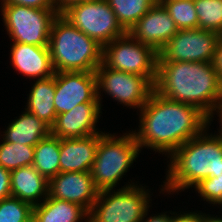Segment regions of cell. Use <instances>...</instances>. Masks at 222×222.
Wrapping results in <instances>:
<instances>
[{"mask_svg": "<svg viewBox=\"0 0 222 222\" xmlns=\"http://www.w3.org/2000/svg\"><path fill=\"white\" fill-rule=\"evenodd\" d=\"M139 118V130L133 133L140 149H153L168 157L209 127L207 116L199 109L163 97L155 90L140 109Z\"/></svg>", "mask_w": 222, "mask_h": 222, "instance_id": "obj_1", "label": "cell"}, {"mask_svg": "<svg viewBox=\"0 0 222 222\" xmlns=\"http://www.w3.org/2000/svg\"><path fill=\"white\" fill-rule=\"evenodd\" d=\"M154 90L196 107L207 117L222 100V82L213 63L208 62H157Z\"/></svg>", "mask_w": 222, "mask_h": 222, "instance_id": "obj_2", "label": "cell"}, {"mask_svg": "<svg viewBox=\"0 0 222 222\" xmlns=\"http://www.w3.org/2000/svg\"><path fill=\"white\" fill-rule=\"evenodd\" d=\"M201 134L178 147L168 158L166 180L161 191L172 194L197 185L202 179L216 177L222 172V139Z\"/></svg>", "mask_w": 222, "mask_h": 222, "instance_id": "obj_3", "label": "cell"}, {"mask_svg": "<svg viewBox=\"0 0 222 222\" xmlns=\"http://www.w3.org/2000/svg\"><path fill=\"white\" fill-rule=\"evenodd\" d=\"M48 48L55 72H95L103 62V46L61 14L52 23Z\"/></svg>", "mask_w": 222, "mask_h": 222, "instance_id": "obj_4", "label": "cell"}, {"mask_svg": "<svg viewBox=\"0 0 222 222\" xmlns=\"http://www.w3.org/2000/svg\"><path fill=\"white\" fill-rule=\"evenodd\" d=\"M123 134L119 137L108 132L99 138L96 158L90 171L99 191L113 190L141 152L133 130Z\"/></svg>", "mask_w": 222, "mask_h": 222, "instance_id": "obj_5", "label": "cell"}, {"mask_svg": "<svg viewBox=\"0 0 222 222\" xmlns=\"http://www.w3.org/2000/svg\"><path fill=\"white\" fill-rule=\"evenodd\" d=\"M131 183L117 191H99L88 214V222H142L150 208V191L146 186Z\"/></svg>", "mask_w": 222, "mask_h": 222, "instance_id": "obj_6", "label": "cell"}, {"mask_svg": "<svg viewBox=\"0 0 222 222\" xmlns=\"http://www.w3.org/2000/svg\"><path fill=\"white\" fill-rule=\"evenodd\" d=\"M158 53L137 41L129 32L103 47V63L110 69L144 76L153 86L157 77Z\"/></svg>", "mask_w": 222, "mask_h": 222, "instance_id": "obj_7", "label": "cell"}, {"mask_svg": "<svg viewBox=\"0 0 222 222\" xmlns=\"http://www.w3.org/2000/svg\"><path fill=\"white\" fill-rule=\"evenodd\" d=\"M61 15L103 47L127 31L106 0H85L69 6Z\"/></svg>", "mask_w": 222, "mask_h": 222, "instance_id": "obj_8", "label": "cell"}, {"mask_svg": "<svg viewBox=\"0 0 222 222\" xmlns=\"http://www.w3.org/2000/svg\"><path fill=\"white\" fill-rule=\"evenodd\" d=\"M2 19L13 42L48 46L57 9H37L20 5H1Z\"/></svg>", "mask_w": 222, "mask_h": 222, "instance_id": "obj_9", "label": "cell"}, {"mask_svg": "<svg viewBox=\"0 0 222 222\" xmlns=\"http://www.w3.org/2000/svg\"><path fill=\"white\" fill-rule=\"evenodd\" d=\"M95 75L100 105L103 91L118 103L140 110L154 90L144 76L110 69L103 62L96 68Z\"/></svg>", "mask_w": 222, "mask_h": 222, "instance_id": "obj_10", "label": "cell"}, {"mask_svg": "<svg viewBox=\"0 0 222 222\" xmlns=\"http://www.w3.org/2000/svg\"><path fill=\"white\" fill-rule=\"evenodd\" d=\"M220 37L214 31L199 28L179 30L158 52L157 62L213 63Z\"/></svg>", "mask_w": 222, "mask_h": 222, "instance_id": "obj_11", "label": "cell"}, {"mask_svg": "<svg viewBox=\"0 0 222 222\" xmlns=\"http://www.w3.org/2000/svg\"><path fill=\"white\" fill-rule=\"evenodd\" d=\"M82 103H100L95 72H55L56 114L71 111Z\"/></svg>", "mask_w": 222, "mask_h": 222, "instance_id": "obj_12", "label": "cell"}, {"mask_svg": "<svg viewBox=\"0 0 222 222\" xmlns=\"http://www.w3.org/2000/svg\"><path fill=\"white\" fill-rule=\"evenodd\" d=\"M98 194L91 172H60L48 180V197L76 203L88 213Z\"/></svg>", "mask_w": 222, "mask_h": 222, "instance_id": "obj_13", "label": "cell"}, {"mask_svg": "<svg viewBox=\"0 0 222 222\" xmlns=\"http://www.w3.org/2000/svg\"><path fill=\"white\" fill-rule=\"evenodd\" d=\"M178 31L162 3L156 2L129 33L137 41L149 45L158 53Z\"/></svg>", "mask_w": 222, "mask_h": 222, "instance_id": "obj_14", "label": "cell"}, {"mask_svg": "<svg viewBox=\"0 0 222 222\" xmlns=\"http://www.w3.org/2000/svg\"><path fill=\"white\" fill-rule=\"evenodd\" d=\"M101 108L100 103H82L71 111L57 115L51 127V134L63 139L105 133L96 128L100 113H102Z\"/></svg>", "mask_w": 222, "mask_h": 222, "instance_id": "obj_15", "label": "cell"}, {"mask_svg": "<svg viewBox=\"0 0 222 222\" xmlns=\"http://www.w3.org/2000/svg\"><path fill=\"white\" fill-rule=\"evenodd\" d=\"M10 56L14 70L29 79H45L55 74L48 46L13 42Z\"/></svg>", "mask_w": 222, "mask_h": 222, "instance_id": "obj_16", "label": "cell"}, {"mask_svg": "<svg viewBox=\"0 0 222 222\" xmlns=\"http://www.w3.org/2000/svg\"><path fill=\"white\" fill-rule=\"evenodd\" d=\"M103 134L60 139V172H90Z\"/></svg>", "mask_w": 222, "mask_h": 222, "instance_id": "obj_17", "label": "cell"}, {"mask_svg": "<svg viewBox=\"0 0 222 222\" xmlns=\"http://www.w3.org/2000/svg\"><path fill=\"white\" fill-rule=\"evenodd\" d=\"M11 194L32 206L41 204L48 197V180L32 165L12 170Z\"/></svg>", "mask_w": 222, "mask_h": 222, "instance_id": "obj_18", "label": "cell"}, {"mask_svg": "<svg viewBox=\"0 0 222 222\" xmlns=\"http://www.w3.org/2000/svg\"><path fill=\"white\" fill-rule=\"evenodd\" d=\"M51 134V127L26 110L11 121L3 132L2 139L14 144L35 146Z\"/></svg>", "mask_w": 222, "mask_h": 222, "instance_id": "obj_19", "label": "cell"}, {"mask_svg": "<svg viewBox=\"0 0 222 222\" xmlns=\"http://www.w3.org/2000/svg\"><path fill=\"white\" fill-rule=\"evenodd\" d=\"M88 214L76 203L47 197L41 204L33 206L32 222H88Z\"/></svg>", "mask_w": 222, "mask_h": 222, "instance_id": "obj_20", "label": "cell"}, {"mask_svg": "<svg viewBox=\"0 0 222 222\" xmlns=\"http://www.w3.org/2000/svg\"><path fill=\"white\" fill-rule=\"evenodd\" d=\"M54 97L55 74L34 82L27 99V108H25V110L52 127L57 116L54 107Z\"/></svg>", "mask_w": 222, "mask_h": 222, "instance_id": "obj_21", "label": "cell"}, {"mask_svg": "<svg viewBox=\"0 0 222 222\" xmlns=\"http://www.w3.org/2000/svg\"><path fill=\"white\" fill-rule=\"evenodd\" d=\"M32 166L47 180L60 173V138L50 134L35 145Z\"/></svg>", "mask_w": 222, "mask_h": 222, "instance_id": "obj_22", "label": "cell"}, {"mask_svg": "<svg viewBox=\"0 0 222 222\" xmlns=\"http://www.w3.org/2000/svg\"><path fill=\"white\" fill-rule=\"evenodd\" d=\"M118 22L129 30L142 18L157 0H106Z\"/></svg>", "mask_w": 222, "mask_h": 222, "instance_id": "obj_23", "label": "cell"}, {"mask_svg": "<svg viewBox=\"0 0 222 222\" xmlns=\"http://www.w3.org/2000/svg\"><path fill=\"white\" fill-rule=\"evenodd\" d=\"M34 149L35 146L14 144L2 140L0 144V166L9 171L31 166L34 161Z\"/></svg>", "mask_w": 222, "mask_h": 222, "instance_id": "obj_24", "label": "cell"}, {"mask_svg": "<svg viewBox=\"0 0 222 222\" xmlns=\"http://www.w3.org/2000/svg\"><path fill=\"white\" fill-rule=\"evenodd\" d=\"M198 28L222 36V0H194Z\"/></svg>", "mask_w": 222, "mask_h": 222, "instance_id": "obj_25", "label": "cell"}, {"mask_svg": "<svg viewBox=\"0 0 222 222\" xmlns=\"http://www.w3.org/2000/svg\"><path fill=\"white\" fill-rule=\"evenodd\" d=\"M162 5L179 30L198 28V16L194 0H165Z\"/></svg>", "mask_w": 222, "mask_h": 222, "instance_id": "obj_26", "label": "cell"}, {"mask_svg": "<svg viewBox=\"0 0 222 222\" xmlns=\"http://www.w3.org/2000/svg\"><path fill=\"white\" fill-rule=\"evenodd\" d=\"M33 206L19 198L0 200V222H32Z\"/></svg>", "mask_w": 222, "mask_h": 222, "instance_id": "obj_27", "label": "cell"}, {"mask_svg": "<svg viewBox=\"0 0 222 222\" xmlns=\"http://www.w3.org/2000/svg\"><path fill=\"white\" fill-rule=\"evenodd\" d=\"M194 187L209 204L219 205L222 202V172L216 173V177L202 179Z\"/></svg>", "mask_w": 222, "mask_h": 222, "instance_id": "obj_28", "label": "cell"}, {"mask_svg": "<svg viewBox=\"0 0 222 222\" xmlns=\"http://www.w3.org/2000/svg\"><path fill=\"white\" fill-rule=\"evenodd\" d=\"M1 5H20L37 9H56L54 0H1Z\"/></svg>", "mask_w": 222, "mask_h": 222, "instance_id": "obj_29", "label": "cell"}, {"mask_svg": "<svg viewBox=\"0 0 222 222\" xmlns=\"http://www.w3.org/2000/svg\"><path fill=\"white\" fill-rule=\"evenodd\" d=\"M11 196V171L0 166V200Z\"/></svg>", "mask_w": 222, "mask_h": 222, "instance_id": "obj_30", "label": "cell"}, {"mask_svg": "<svg viewBox=\"0 0 222 222\" xmlns=\"http://www.w3.org/2000/svg\"><path fill=\"white\" fill-rule=\"evenodd\" d=\"M183 213L181 214L180 212V214H177L175 212H172V213L170 212V214H173L171 216V222H204L203 212L191 211L188 213H185V212Z\"/></svg>", "mask_w": 222, "mask_h": 222, "instance_id": "obj_31", "label": "cell"}, {"mask_svg": "<svg viewBox=\"0 0 222 222\" xmlns=\"http://www.w3.org/2000/svg\"><path fill=\"white\" fill-rule=\"evenodd\" d=\"M213 65L222 82V36L219 38L215 48Z\"/></svg>", "mask_w": 222, "mask_h": 222, "instance_id": "obj_32", "label": "cell"}, {"mask_svg": "<svg viewBox=\"0 0 222 222\" xmlns=\"http://www.w3.org/2000/svg\"><path fill=\"white\" fill-rule=\"evenodd\" d=\"M216 112L217 116L219 117L218 120H220L219 122V126L220 129L218 130L217 134L214 133V135L218 138L222 139V100H220L215 107L212 109V111L210 112V114L207 117V125H209L211 123V121H213L212 119L214 118L213 116L215 115L214 113Z\"/></svg>", "mask_w": 222, "mask_h": 222, "instance_id": "obj_33", "label": "cell"}, {"mask_svg": "<svg viewBox=\"0 0 222 222\" xmlns=\"http://www.w3.org/2000/svg\"><path fill=\"white\" fill-rule=\"evenodd\" d=\"M166 213L167 212L159 213L157 215L155 214L154 216L151 215L150 217H147L148 215L147 211L142 222H171V216L167 215Z\"/></svg>", "mask_w": 222, "mask_h": 222, "instance_id": "obj_34", "label": "cell"}, {"mask_svg": "<svg viewBox=\"0 0 222 222\" xmlns=\"http://www.w3.org/2000/svg\"><path fill=\"white\" fill-rule=\"evenodd\" d=\"M56 4V9L59 14H61L69 6L85 1V0H54Z\"/></svg>", "mask_w": 222, "mask_h": 222, "instance_id": "obj_35", "label": "cell"}, {"mask_svg": "<svg viewBox=\"0 0 222 222\" xmlns=\"http://www.w3.org/2000/svg\"><path fill=\"white\" fill-rule=\"evenodd\" d=\"M204 222H222V217H218V216H211L209 214H204Z\"/></svg>", "mask_w": 222, "mask_h": 222, "instance_id": "obj_36", "label": "cell"}, {"mask_svg": "<svg viewBox=\"0 0 222 222\" xmlns=\"http://www.w3.org/2000/svg\"><path fill=\"white\" fill-rule=\"evenodd\" d=\"M163 1H165V0H157V2H159V3H162Z\"/></svg>", "mask_w": 222, "mask_h": 222, "instance_id": "obj_37", "label": "cell"}]
</instances>
